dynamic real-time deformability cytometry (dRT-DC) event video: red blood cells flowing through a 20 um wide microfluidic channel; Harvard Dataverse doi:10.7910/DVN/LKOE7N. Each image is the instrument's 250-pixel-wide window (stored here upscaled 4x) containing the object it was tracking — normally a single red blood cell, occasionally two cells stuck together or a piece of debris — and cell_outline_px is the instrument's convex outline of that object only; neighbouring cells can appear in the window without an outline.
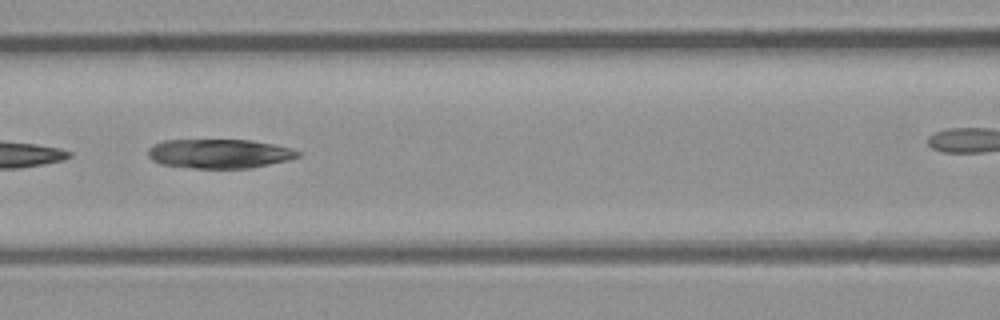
{"species": "common noctule bat (a hibernating species)", "species_latin": "Nyctalus noctula", "temperature_condition": "room temperature", "stored_images_in_passage": 8, "camera_frame_rate_fps": 3000, "um_per_image_px": 0.085, "animal": {"sex": "male", "body_mass_g": 23.1, "forearm_length_mm": 52.7}, "frame": {"image": 1, "passage_image": 6, "time_ms": 5.667, "image_size_px": [1000, 320], "cell_outline_px": [[300, 156], [288, 160], [248, 168], [192, 168], [160, 164], [152, 160], [148, 156], [148, 148], [152, 144], [164, 140], [252, 140], [292, 148], [300, 152]], "centroid_in_image_um": [18.61, 13.05], "position_along_channel_um": 148.0, "area_um2": 25.55}}
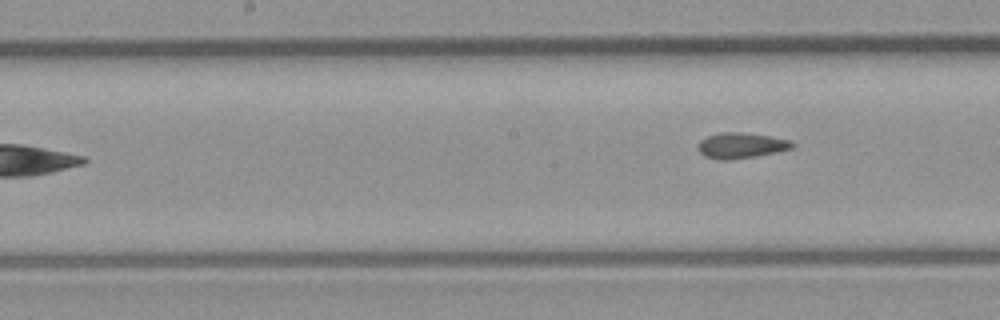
{"frame": {"image": 2, "passage_image": 8, "time_ms": 8.0, "image_size_px": [1000, 320], "cell_outline_px": [[796, 144], [792, 148], [776, 152], [756, 156], [728, 160], [720, 160], [704, 156], [696, 148], [700, 140], [708, 136], [720, 132], [740, 132], [772, 136], [792, 140]], "centroid_in_image_um": [63.0, 12.36], "position_along_channel_um": 185.2, "area_um2": 14.22}}